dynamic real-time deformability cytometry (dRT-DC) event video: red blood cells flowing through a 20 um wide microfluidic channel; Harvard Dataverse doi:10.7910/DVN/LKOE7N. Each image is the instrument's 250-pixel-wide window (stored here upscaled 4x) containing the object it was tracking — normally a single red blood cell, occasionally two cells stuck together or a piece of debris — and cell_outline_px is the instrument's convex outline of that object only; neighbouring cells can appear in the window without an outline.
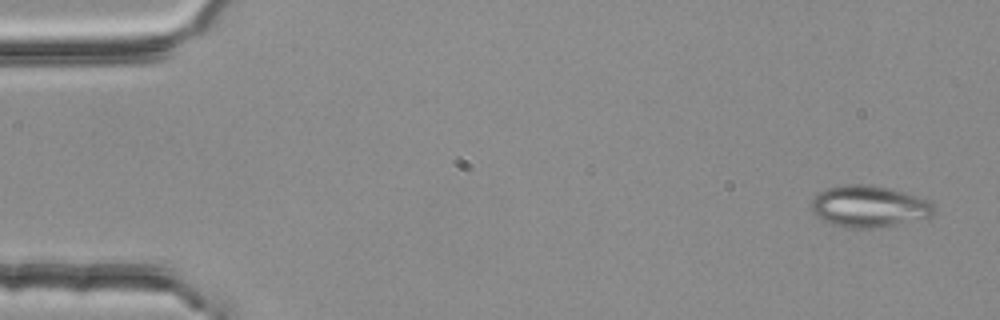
{"species": "common noctule bat (a hibernating species)", "species_latin": "Nyctalus noctula", "temperature_condition": "room temperature", "stored_images_in_passage": 4, "camera_frame_rate_fps": 3000, "um_per_image_px": 0.085, "animal": {"sex": "female", "body_mass_g": 25.1}, "frame": {"image": 1, "passage_image": 1, "time_ms": 0.0, "image_size_px": [1000, 320], "cell_outline_px": [[936, 212], [928, 220], [872, 228], [852, 228], [832, 224], [816, 216], [812, 212], [812, 200], [820, 192], [828, 188], [848, 184], [860, 184], [888, 188], [904, 192], [928, 200], [936, 208]], "centroid_in_image_um": [73.94, 17.57], "position_along_channel_um": 11.1, "area_um2": 29.82}}